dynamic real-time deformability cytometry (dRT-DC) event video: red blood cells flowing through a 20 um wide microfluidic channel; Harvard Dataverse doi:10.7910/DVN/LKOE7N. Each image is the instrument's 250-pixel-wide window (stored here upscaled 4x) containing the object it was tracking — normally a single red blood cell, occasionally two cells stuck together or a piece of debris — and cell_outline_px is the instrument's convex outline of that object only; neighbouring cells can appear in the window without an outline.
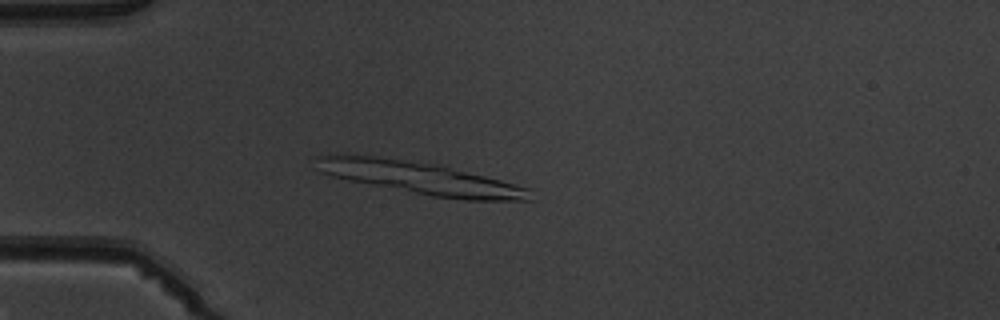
{"species": "common noctule bat (a hibernating species)", "species_latin": "Nyctalus noctula", "temperature_condition": "warm", "stored_images_in_passage": 7, "segment_of_instrument_passage": [1, 2], "camera_frame_rate_fps": 3000, "um_per_image_px": 0.085, "animal": {"sex": "male", "body_mass_g": 19.5, "forearm_length_mm": 54.6}, "frame": {"image": 1, "passage_image": 4, "time_ms": 4.333, "image_size_px": [1000, 320], "cell_outline_px": [[532, 200], [464, 200], [432, 196], [348, 180], [332, 176], [320, 172], [312, 156], [376, 156], [440, 164], [500, 180], [528, 188]], "centroid_in_image_um": [35.73, 15.13], "position_along_channel_um": 49.3, "area_um2": 39.77}}